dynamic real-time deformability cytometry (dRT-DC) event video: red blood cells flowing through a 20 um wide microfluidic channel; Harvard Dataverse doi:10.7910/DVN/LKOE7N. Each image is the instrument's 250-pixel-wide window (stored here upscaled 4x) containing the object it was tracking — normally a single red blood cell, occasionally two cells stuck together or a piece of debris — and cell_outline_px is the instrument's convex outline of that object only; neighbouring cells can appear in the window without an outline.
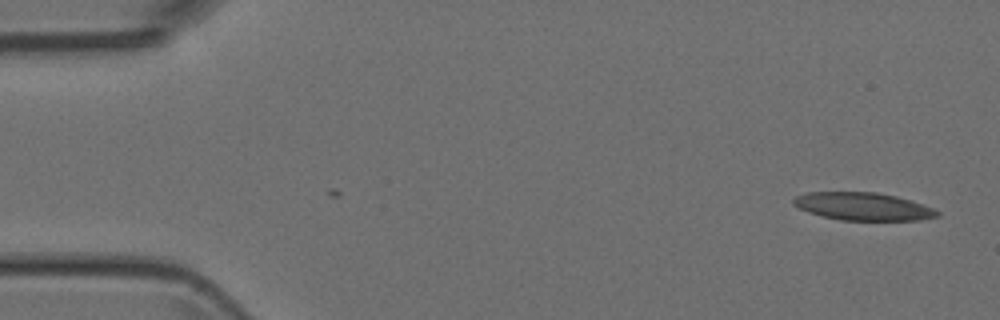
{"species": "Egyptian fruit bat (a non-hibernating species)", "species_latin": "Rousettus aegyptiacus", "temperature_condition": "room temperature", "stored_images_in_passage": 2, "camera_frame_rate_fps": 3000, "um_per_image_px": 0.085, "animal": {"sex": "female"}, "frame": {"image": 1, "passage_image": 2, "time_ms": 0.333, "image_size_px": [1000, 320], "cell_outline_px": [[940, 216], [920, 220], [840, 220], [808, 212], [792, 204], [792, 200], [796, 196], [808, 192], [876, 192], [896, 196], [932, 208], [940, 212]], "centroid_in_image_um": [73.34, 17.55], "position_along_channel_um": 11.7, "area_um2": 23.06}}